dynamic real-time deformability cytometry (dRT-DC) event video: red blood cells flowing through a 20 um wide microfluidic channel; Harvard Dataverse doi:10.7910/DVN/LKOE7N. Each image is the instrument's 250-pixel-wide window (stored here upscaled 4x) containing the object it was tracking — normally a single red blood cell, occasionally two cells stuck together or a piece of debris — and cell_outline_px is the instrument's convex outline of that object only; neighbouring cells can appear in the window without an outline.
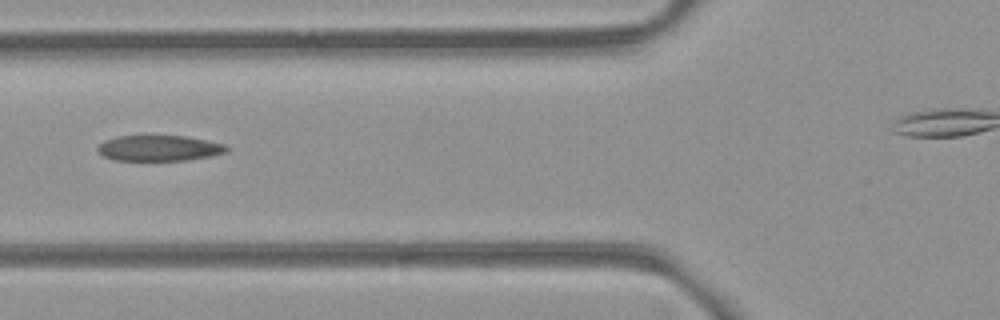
{"species": "common noctule bat (a hibernating species)", "species_latin": "Nyctalus noctula", "temperature_condition": "room temperature", "stored_images_in_passage": 8, "camera_frame_rate_fps": 3000, "um_per_image_px": 0.085, "animal": {"sex": "female", "body_mass_g": 21.9}, "frame": {"image": 1, "passage_image": 3, "time_ms": 2.333, "image_size_px": [1000, 320], "cell_outline_px": [[228, 148], [224, 152], [212, 156], [188, 160], [112, 160], [104, 156], [96, 148], [104, 140], [116, 136], [184, 136], [224, 144]], "centroid_in_image_um": [13.49, 12.59], "position_along_channel_um": 112.3, "area_um2": 19.07}}
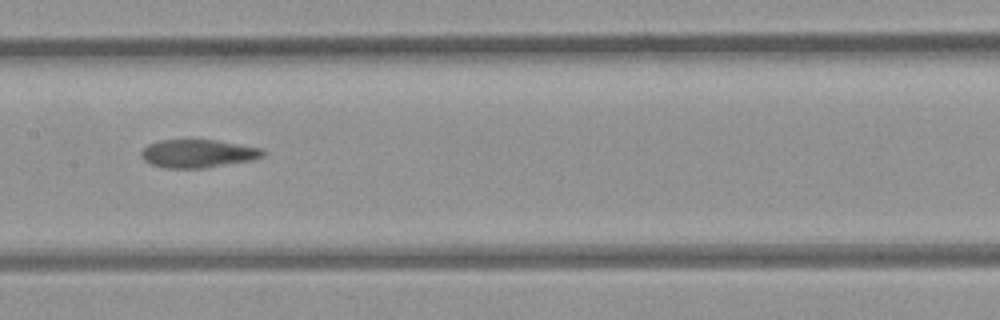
{"frame": {"image": 2, "passage_image": 5, "time_ms": 4.333, "image_size_px": [1000, 320], "cell_outline_px": [[264, 156], [252, 160], [204, 168], [164, 168], [152, 164], [144, 160], [140, 152], [148, 144], [160, 140], [216, 140], [260, 148], [264, 152]], "centroid_in_image_um": [16.8, 13.05], "position_along_channel_um": 190.6, "area_um2": 19.77}}
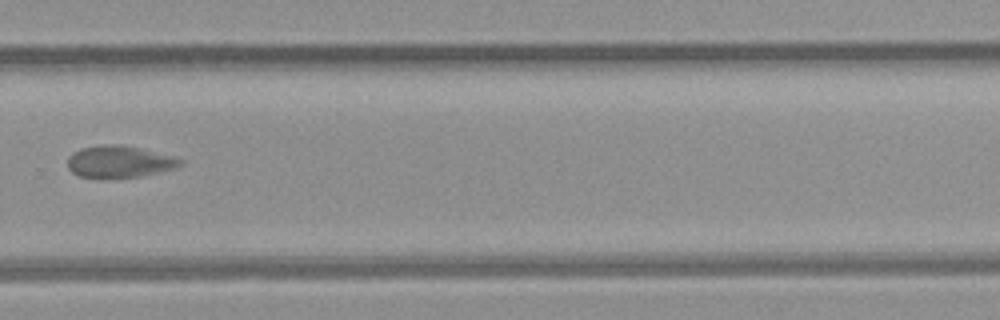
{"frame": {"image": 3, "passage_image": 8, "time_ms": 7.667, "image_size_px": [1000, 320], "cell_outline_px": [[184, 164], [176, 168], [144, 176], [104, 180], [100, 180], [80, 176], [72, 172], [68, 168], [68, 156], [72, 152], [80, 148], [104, 144], [120, 144], [140, 148], [172, 156], [184, 160]], "centroid_in_image_um": [10.13, 13.77], "position_along_channel_um": 319.7, "area_um2": 21.68}}